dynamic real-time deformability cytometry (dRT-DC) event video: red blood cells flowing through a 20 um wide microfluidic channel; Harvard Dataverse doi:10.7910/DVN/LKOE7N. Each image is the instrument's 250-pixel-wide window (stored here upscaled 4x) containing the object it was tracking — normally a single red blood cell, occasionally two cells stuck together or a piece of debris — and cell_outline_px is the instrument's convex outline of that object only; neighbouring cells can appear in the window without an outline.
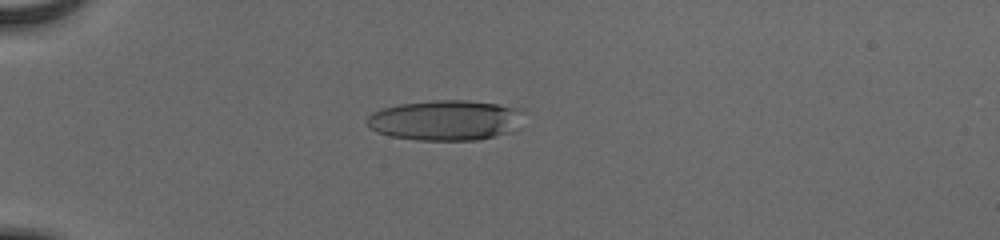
{"species": "human", "species_latin": "Homo sapiens", "temperature_condition": "cold", "stored_images_in_passage": 55, "camera_frame_rate_fps": 3000, "um_per_image_px": 0.085, "donor": {"sex": "male"}, "frame": {"image": 1, "passage_image": 17, "time_ms": 5.333, "image_size_px": [1000, 240], "cell_outline_px": [[524, 112], [516, 128], [496, 136], [476, 140], [420, 140], [388, 136], [376, 132], [368, 124], [368, 116], [372, 112], [384, 108], [400, 104], [432, 100], [468, 100], [524, 108]], "centroid_in_image_um": [37.88, 10.21], "position_along_channel_um": 47.1, "area_um2": 36.76}}
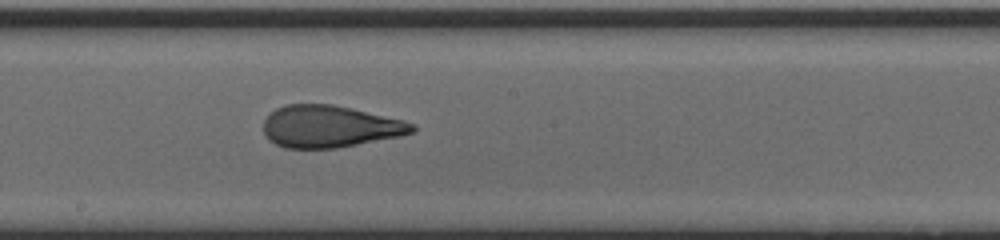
{"frame": {"image": 2, "passage_image": 33, "time_ms": 10.667, "image_size_px": [1000, 240], "cell_outline_px": [[416, 128], [412, 132], [400, 136], [336, 148], [284, 148], [268, 140], [264, 132], [264, 120], [276, 108], [288, 104], [332, 104], [352, 108], [404, 120], [416, 124]], "centroid_in_image_um": [28.03, 10.75], "position_along_channel_um": 220.2, "area_um2": 36.36}}
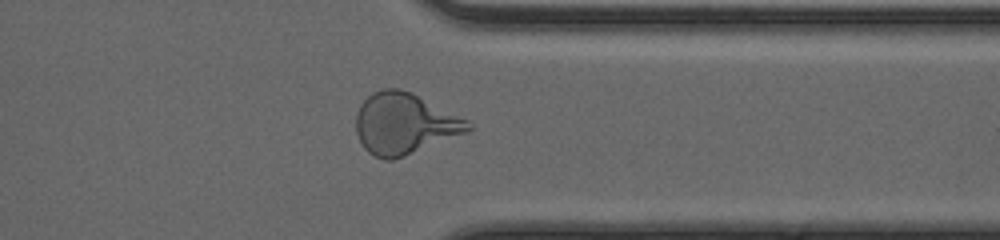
{"frame": {"image": 3, "passage_image": 45, "time_ms": 14.667, "image_size_px": [1000, 240], "cell_outline_px": [[472, 128], [468, 132], [404, 156], [392, 160], [384, 160], [372, 156], [364, 148], [356, 132], [356, 116], [360, 104], [372, 92], [384, 88], [400, 88], [412, 92], [468, 120], [472, 124]], "centroid_in_image_um": [34.37, 10.51], "position_along_channel_um": 377.0, "area_um2": 40.0}, "authors_computed_cell_mechanics": {"area_um2": 37.5122, "velocity_mm_per_s": 3.9267, "shape_relaxation_time_tau1_ms": 5.5948, "shape_relaxation_time_tau2_ms": 1.3137, "deformation_change_tau1": 0.2178, "deformation_change_tau2": 0.0981}}